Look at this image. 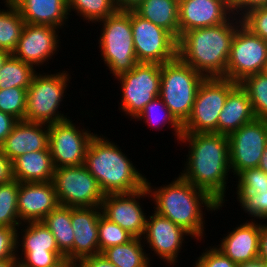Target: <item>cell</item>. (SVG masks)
Wrapping results in <instances>:
<instances>
[{"label": "cell", "instance_id": "cell-14", "mask_svg": "<svg viewBox=\"0 0 267 267\" xmlns=\"http://www.w3.org/2000/svg\"><path fill=\"white\" fill-rule=\"evenodd\" d=\"M230 169L233 175L258 168L267 145V120L255 119L228 135Z\"/></svg>", "mask_w": 267, "mask_h": 267}, {"label": "cell", "instance_id": "cell-30", "mask_svg": "<svg viewBox=\"0 0 267 267\" xmlns=\"http://www.w3.org/2000/svg\"><path fill=\"white\" fill-rule=\"evenodd\" d=\"M7 10H0V49L12 54L17 47L25 22L10 0H4Z\"/></svg>", "mask_w": 267, "mask_h": 267}, {"label": "cell", "instance_id": "cell-53", "mask_svg": "<svg viewBox=\"0 0 267 267\" xmlns=\"http://www.w3.org/2000/svg\"><path fill=\"white\" fill-rule=\"evenodd\" d=\"M11 55L10 52L6 51V50H2L0 49V70L4 64V62L6 61V59Z\"/></svg>", "mask_w": 267, "mask_h": 267}, {"label": "cell", "instance_id": "cell-35", "mask_svg": "<svg viewBox=\"0 0 267 267\" xmlns=\"http://www.w3.org/2000/svg\"><path fill=\"white\" fill-rule=\"evenodd\" d=\"M69 14L73 11L88 23L99 22L117 11L114 0H67Z\"/></svg>", "mask_w": 267, "mask_h": 267}, {"label": "cell", "instance_id": "cell-2", "mask_svg": "<svg viewBox=\"0 0 267 267\" xmlns=\"http://www.w3.org/2000/svg\"><path fill=\"white\" fill-rule=\"evenodd\" d=\"M235 17L185 32L178 39L177 56L205 78H225L231 43L242 25L241 18Z\"/></svg>", "mask_w": 267, "mask_h": 267}, {"label": "cell", "instance_id": "cell-34", "mask_svg": "<svg viewBox=\"0 0 267 267\" xmlns=\"http://www.w3.org/2000/svg\"><path fill=\"white\" fill-rule=\"evenodd\" d=\"M239 84L248 94L256 119L267 120V73L250 75Z\"/></svg>", "mask_w": 267, "mask_h": 267}, {"label": "cell", "instance_id": "cell-7", "mask_svg": "<svg viewBox=\"0 0 267 267\" xmlns=\"http://www.w3.org/2000/svg\"><path fill=\"white\" fill-rule=\"evenodd\" d=\"M67 71L55 74L35 73L27 89L25 120L45 124L58 123L70 117L58 111L70 82Z\"/></svg>", "mask_w": 267, "mask_h": 267}, {"label": "cell", "instance_id": "cell-49", "mask_svg": "<svg viewBox=\"0 0 267 267\" xmlns=\"http://www.w3.org/2000/svg\"><path fill=\"white\" fill-rule=\"evenodd\" d=\"M48 267H76V262L69 260L67 257H63L56 264Z\"/></svg>", "mask_w": 267, "mask_h": 267}, {"label": "cell", "instance_id": "cell-51", "mask_svg": "<svg viewBox=\"0 0 267 267\" xmlns=\"http://www.w3.org/2000/svg\"><path fill=\"white\" fill-rule=\"evenodd\" d=\"M258 168L262 169L264 172L267 173V145H266L265 150L263 152V155L260 159V163L258 165Z\"/></svg>", "mask_w": 267, "mask_h": 267}, {"label": "cell", "instance_id": "cell-12", "mask_svg": "<svg viewBox=\"0 0 267 267\" xmlns=\"http://www.w3.org/2000/svg\"><path fill=\"white\" fill-rule=\"evenodd\" d=\"M131 27L137 61L164 64L177 57L178 41L165 29L131 10Z\"/></svg>", "mask_w": 267, "mask_h": 267}, {"label": "cell", "instance_id": "cell-25", "mask_svg": "<svg viewBox=\"0 0 267 267\" xmlns=\"http://www.w3.org/2000/svg\"><path fill=\"white\" fill-rule=\"evenodd\" d=\"M256 119L247 92L238 84L229 94L218 118V133L229 135Z\"/></svg>", "mask_w": 267, "mask_h": 267}, {"label": "cell", "instance_id": "cell-26", "mask_svg": "<svg viewBox=\"0 0 267 267\" xmlns=\"http://www.w3.org/2000/svg\"><path fill=\"white\" fill-rule=\"evenodd\" d=\"M54 171L50 150L27 152L12 161L13 179L18 182H49Z\"/></svg>", "mask_w": 267, "mask_h": 267}, {"label": "cell", "instance_id": "cell-39", "mask_svg": "<svg viewBox=\"0 0 267 267\" xmlns=\"http://www.w3.org/2000/svg\"><path fill=\"white\" fill-rule=\"evenodd\" d=\"M240 18L244 27L267 42V5L253 8Z\"/></svg>", "mask_w": 267, "mask_h": 267}, {"label": "cell", "instance_id": "cell-41", "mask_svg": "<svg viewBox=\"0 0 267 267\" xmlns=\"http://www.w3.org/2000/svg\"><path fill=\"white\" fill-rule=\"evenodd\" d=\"M194 267H237V265L217 247L206 248L205 252L197 258Z\"/></svg>", "mask_w": 267, "mask_h": 267}, {"label": "cell", "instance_id": "cell-19", "mask_svg": "<svg viewBox=\"0 0 267 267\" xmlns=\"http://www.w3.org/2000/svg\"><path fill=\"white\" fill-rule=\"evenodd\" d=\"M184 235L190 236L181 226L154 211L152 216H147L146 229L142 238L146 239L145 243L149 244L151 251L171 266L176 265L178 253L184 243Z\"/></svg>", "mask_w": 267, "mask_h": 267}, {"label": "cell", "instance_id": "cell-46", "mask_svg": "<svg viewBox=\"0 0 267 267\" xmlns=\"http://www.w3.org/2000/svg\"><path fill=\"white\" fill-rule=\"evenodd\" d=\"M12 179V162L0 149V184L7 183Z\"/></svg>", "mask_w": 267, "mask_h": 267}, {"label": "cell", "instance_id": "cell-1", "mask_svg": "<svg viewBox=\"0 0 267 267\" xmlns=\"http://www.w3.org/2000/svg\"><path fill=\"white\" fill-rule=\"evenodd\" d=\"M179 141L187 142L190 147L180 175L223 205L226 180L231 172L228 136L215 132L183 133Z\"/></svg>", "mask_w": 267, "mask_h": 267}, {"label": "cell", "instance_id": "cell-37", "mask_svg": "<svg viewBox=\"0 0 267 267\" xmlns=\"http://www.w3.org/2000/svg\"><path fill=\"white\" fill-rule=\"evenodd\" d=\"M27 90L19 87L0 90V111L25 120Z\"/></svg>", "mask_w": 267, "mask_h": 267}, {"label": "cell", "instance_id": "cell-45", "mask_svg": "<svg viewBox=\"0 0 267 267\" xmlns=\"http://www.w3.org/2000/svg\"><path fill=\"white\" fill-rule=\"evenodd\" d=\"M76 267H117L110 263L102 254L88 256L76 262Z\"/></svg>", "mask_w": 267, "mask_h": 267}, {"label": "cell", "instance_id": "cell-18", "mask_svg": "<svg viewBox=\"0 0 267 267\" xmlns=\"http://www.w3.org/2000/svg\"><path fill=\"white\" fill-rule=\"evenodd\" d=\"M179 38L196 28L215 26L234 14L231 0H179Z\"/></svg>", "mask_w": 267, "mask_h": 267}, {"label": "cell", "instance_id": "cell-33", "mask_svg": "<svg viewBox=\"0 0 267 267\" xmlns=\"http://www.w3.org/2000/svg\"><path fill=\"white\" fill-rule=\"evenodd\" d=\"M18 190L19 182L15 179L0 184V226L19 228L25 225L19 219Z\"/></svg>", "mask_w": 267, "mask_h": 267}, {"label": "cell", "instance_id": "cell-31", "mask_svg": "<svg viewBox=\"0 0 267 267\" xmlns=\"http://www.w3.org/2000/svg\"><path fill=\"white\" fill-rule=\"evenodd\" d=\"M32 65L21 61L12 54L6 59L0 70V90L19 87L28 89L36 73Z\"/></svg>", "mask_w": 267, "mask_h": 267}, {"label": "cell", "instance_id": "cell-17", "mask_svg": "<svg viewBox=\"0 0 267 267\" xmlns=\"http://www.w3.org/2000/svg\"><path fill=\"white\" fill-rule=\"evenodd\" d=\"M57 31L53 26L25 23L12 55L35 68L40 67L57 54L60 42Z\"/></svg>", "mask_w": 267, "mask_h": 267}, {"label": "cell", "instance_id": "cell-5", "mask_svg": "<svg viewBox=\"0 0 267 267\" xmlns=\"http://www.w3.org/2000/svg\"><path fill=\"white\" fill-rule=\"evenodd\" d=\"M204 79L205 77L178 56L161 64L159 97L181 125L190 116L197 91Z\"/></svg>", "mask_w": 267, "mask_h": 267}, {"label": "cell", "instance_id": "cell-23", "mask_svg": "<svg viewBox=\"0 0 267 267\" xmlns=\"http://www.w3.org/2000/svg\"><path fill=\"white\" fill-rule=\"evenodd\" d=\"M256 220L246 221L223 237L216 246L236 265L254 261L259 258V241L261 223ZM256 223V224H255Z\"/></svg>", "mask_w": 267, "mask_h": 267}, {"label": "cell", "instance_id": "cell-3", "mask_svg": "<svg viewBox=\"0 0 267 267\" xmlns=\"http://www.w3.org/2000/svg\"><path fill=\"white\" fill-rule=\"evenodd\" d=\"M146 188L155 202L156 213L170 219L187 231L191 237L200 241L205 229L203 219L205 214L202 206L211 212L223 207L209 193L195 187L181 175L170 184L155 188L156 190L146 179Z\"/></svg>", "mask_w": 267, "mask_h": 267}, {"label": "cell", "instance_id": "cell-54", "mask_svg": "<svg viewBox=\"0 0 267 267\" xmlns=\"http://www.w3.org/2000/svg\"><path fill=\"white\" fill-rule=\"evenodd\" d=\"M265 73H267V63H266V67H265V70H264Z\"/></svg>", "mask_w": 267, "mask_h": 267}, {"label": "cell", "instance_id": "cell-4", "mask_svg": "<svg viewBox=\"0 0 267 267\" xmlns=\"http://www.w3.org/2000/svg\"><path fill=\"white\" fill-rule=\"evenodd\" d=\"M95 134L86 150L84 166L104 194L130 193L146 186V177L137 170L114 142Z\"/></svg>", "mask_w": 267, "mask_h": 267}, {"label": "cell", "instance_id": "cell-20", "mask_svg": "<svg viewBox=\"0 0 267 267\" xmlns=\"http://www.w3.org/2000/svg\"><path fill=\"white\" fill-rule=\"evenodd\" d=\"M58 205L52 181L19 182L17 206L21 223L42 221Z\"/></svg>", "mask_w": 267, "mask_h": 267}, {"label": "cell", "instance_id": "cell-11", "mask_svg": "<svg viewBox=\"0 0 267 267\" xmlns=\"http://www.w3.org/2000/svg\"><path fill=\"white\" fill-rule=\"evenodd\" d=\"M266 63L267 42L241 25L231 43L225 78L239 84L250 75L264 72Z\"/></svg>", "mask_w": 267, "mask_h": 267}, {"label": "cell", "instance_id": "cell-24", "mask_svg": "<svg viewBox=\"0 0 267 267\" xmlns=\"http://www.w3.org/2000/svg\"><path fill=\"white\" fill-rule=\"evenodd\" d=\"M25 23L62 28L69 18L67 0H10ZM69 15V16H67Z\"/></svg>", "mask_w": 267, "mask_h": 267}, {"label": "cell", "instance_id": "cell-36", "mask_svg": "<svg viewBox=\"0 0 267 267\" xmlns=\"http://www.w3.org/2000/svg\"><path fill=\"white\" fill-rule=\"evenodd\" d=\"M134 236L102 214L99 217L98 242L100 254L107 248L128 243Z\"/></svg>", "mask_w": 267, "mask_h": 267}, {"label": "cell", "instance_id": "cell-47", "mask_svg": "<svg viewBox=\"0 0 267 267\" xmlns=\"http://www.w3.org/2000/svg\"><path fill=\"white\" fill-rule=\"evenodd\" d=\"M259 259L264 261L267 266V224H262V222L259 241Z\"/></svg>", "mask_w": 267, "mask_h": 267}, {"label": "cell", "instance_id": "cell-22", "mask_svg": "<svg viewBox=\"0 0 267 267\" xmlns=\"http://www.w3.org/2000/svg\"><path fill=\"white\" fill-rule=\"evenodd\" d=\"M0 149L11 162L27 152L50 150L49 124L19 120Z\"/></svg>", "mask_w": 267, "mask_h": 267}, {"label": "cell", "instance_id": "cell-43", "mask_svg": "<svg viewBox=\"0 0 267 267\" xmlns=\"http://www.w3.org/2000/svg\"><path fill=\"white\" fill-rule=\"evenodd\" d=\"M266 5L267 0H231L233 14L236 16L239 14V17L253 8L263 7Z\"/></svg>", "mask_w": 267, "mask_h": 267}, {"label": "cell", "instance_id": "cell-9", "mask_svg": "<svg viewBox=\"0 0 267 267\" xmlns=\"http://www.w3.org/2000/svg\"><path fill=\"white\" fill-rule=\"evenodd\" d=\"M52 182L59 205L98 207L105 197L99 183L84 164L55 168Z\"/></svg>", "mask_w": 267, "mask_h": 267}, {"label": "cell", "instance_id": "cell-16", "mask_svg": "<svg viewBox=\"0 0 267 267\" xmlns=\"http://www.w3.org/2000/svg\"><path fill=\"white\" fill-rule=\"evenodd\" d=\"M147 196L150 197L146 186L130 193L105 194L100 206L102 215L134 237H144L147 217L136 199Z\"/></svg>", "mask_w": 267, "mask_h": 267}, {"label": "cell", "instance_id": "cell-13", "mask_svg": "<svg viewBox=\"0 0 267 267\" xmlns=\"http://www.w3.org/2000/svg\"><path fill=\"white\" fill-rule=\"evenodd\" d=\"M70 119L49 124V149L55 168L83 165L90 140L95 135L79 130Z\"/></svg>", "mask_w": 267, "mask_h": 267}, {"label": "cell", "instance_id": "cell-10", "mask_svg": "<svg viewBox=\"0 0 267 267\" xmlns=\"http://www.w3.org/2000/svg\"><path fill=\"white\" fill-rule=\"evenodd\" d=\"M115 78L120 81L123 93L119 109L134 119L150 101L159 96L161 64L138 63L129 72Z\"/></svg>", "mask_w": 267, "mask_h": 267}, {"label": "cell", "instance_id": "cell-21", "mask_svg": "<svg viewBox=\"0 0 267 267\" xmlns=\"http://www.w3.org/2000/svg\"><path fill=\"white\" fill-rule=\"evenodd\" d=\"M101 207H71L74 232L73 261L100 254L98 242Z\"/></svg>", "mask_w": 267, "mask_h": 267}, {"label": "cell", "instance_id": "cell-48", "mask_svg": "<svg viewBox=\"0 0 267 267\" xmlns=\"http://www.w3.org/2000/svg\"><path fill=\"white\" fill-rule=\"evenodd\" d=\"M143 0H114L117 10H133Z\"/></svg>", "mask_w": 267, "mask_h": 267}, {"label": "cell", "instance_id": "cell-44", "mask_svg": "<svg viewBox=\"0 0 267 267\" xmlns=\"http://www.w3.org/2000/svg\"><path fill=\"white\" fill-rule=\"evenodd\" d=\"M18 121L12 115L0 111V145L8 137Z\"/></svg>", "mask_w": 267, "mask_h": 267}, {"label": "cell", "instance_id": "cell-52", "mask_svg": "<svg viewBox=\"0 0 267 267\" xmlns=\"http://www.w3.org/2000/svg\"><path fill=\"white\" fill-rule=\"evenodd\" d=\"M0 267H19L17 259L0 260Z\"/></svg>", "mask_w": 267, "mask_h": 267}, {"label": "cell", "instance_id": "cell-40", "mask_svg": "<svg viewBox=\"0 0 267 267\" xmlns=\"http://www.w3.org/2000/svg\"><path fill=\"white\" fill-rule=\"evenodd\" d=\"M237 199L245 213L256 219H267V192L237 194Z\"/></svg>", "mask_w": 267, "mask_h": 267}, {"label": "cell", "instance_id": "cell-42", "mask_svg": "<svg viewBox=\"0 0 267 267\" xmlns=\"http://www.w3.org/2000/svg\"><path fill=\"white\" fill-rule=\"evenodd\" d=\"M19 228L0 226V260L17 259V231Z\"/></svg>", "mask_w": 267, "mask_h": 267}, {"label": "cell", "instance_id": "cell-15", "mask_svg": "<svg viewBox=\"0 0 267 267\" xmlns=\"http://www.w3.org/2000/svg\"><path fill=\"white\" fill-rule=\"evenodd\" d=\"M22 230V238L17 231V249L22 247L21 258L17 255L19 267H48L65 257L56 244L55 237L42 222H26ZM24 229V230H23ZM24 232V234H23ZM22 243L20 244V240Z\"/></svg>", "mask_w": 267, "mask_h": 267}, {"label": "cell", "instance_id": "cell-32", "mask_svg": "<svg viewBox=\"0 0 267 267\" xmlns=\"http://www.w3.org/2000/svg\"><path fill=\"white\" fill-rule=\"evenodd\" d=\"M136 119L137 121L144 119V123L147 125L149 124L150 127L153 126L152 129H158V125L160 124L163 125V127L165 124H170L175 131L174 135L178 138V142L183 134L182 125L175 119L169 108L159 96L150 101L144 107V110L140 113V115L135 118V120Z\"/></svg>", "mask_w": 267, "mask_h": 267}, {"label": "cell", "instance_id": "cell-28", "mask_svg": "<svg viewBox=\"0 0 267 267\" xmlns=\"http://www.w3.org/2000/svg\"><path fill=\"white\" fill-rule=\"evenodd\" d=\"M42 222L55 237L59 251L73 261L74 232L71 222V207L58 205Z\"/></svg>", "mask_w": 267, "mask_h": 267}, {"label": "cell", "instance_id": "cell-6", "mask_svg": "<svg viewBox=\"0 0 267 267\" xmlns=\"http://www.w3.org/2000/svg\"><path fill=\"white\" fill-rule=\"evenodd\" d=\"M99 22L103 23L98 44L104 64L115 77L129 72L139 63L133 43L131 10H117Z\"/></svg>", "mask_w": 267, "mask_h": 267}, {"label": "cell", "instance_id": "cell-38", "mask_svg": "<svg viewBox=\"0 0 267 267\" xmlns=\"http://www.w3.org/2000/svg\"><path fill=\"white\" fill-rule=\"evenodd\" d=\"M237 194H255L267 192V173L260 168H249L237 175Z\"/></svg>", "mask_w": 267, "mask_h": 267}, {"label": "cell", "instance_id": "cell-8", "mask_svg": "<svg viewBox=\"0 0 267 267\" xmlns=\"http://www.w3.org/2000/svg\"><path fill=\"white\" fill-rule=\"evenodd\" d=\"M238 84L226 78H205L197 91L183 133H218V118L228 94Z\"/></svg>", "mask_w": 267, "mask_h": 267}, {"label": "cell", "instance_id": "cell-29", "mask_svg": "<svg viewBox=\"0 0 267 267\" xmlns=\"http://www.w3.org/2000/svg\"><path fill=\"white\" fill-rule=\"evenodd\" d=\"M142 240L134 237L128 243L105 249L101 254L117 267H150V258L144 250Z\"/></svg>", "mask_w": 267, "mask_h": 267}, {"label": "cell", "instance_id": "cell-27", "mask_svg": "<svg viewBox=\"0 0 267 267\" xmlns=\"http://www.w3.org/2000/svg\"><path fill=\"white\" fill-rule=\"evenodd\" d=\"M179 0H143L133 10L179 39Z\"/></svg>", "mask_w": 267, "mask_h": 267}, {"label": "cell", "instance_id": "cell-50", "mask_svg": "<svg viewBox=\"0 0 267 267\" xmlns=\"http://www.w3.org/2000/svg\"><path fill=\"white\" fill-rule=\"evenodd\" d=\"M237 267H267L266 263L261 259H256L254 261H250L243 264H238Z\"/></svg>", "mask_w": 267, "mask_h": 267}]
</instances>
